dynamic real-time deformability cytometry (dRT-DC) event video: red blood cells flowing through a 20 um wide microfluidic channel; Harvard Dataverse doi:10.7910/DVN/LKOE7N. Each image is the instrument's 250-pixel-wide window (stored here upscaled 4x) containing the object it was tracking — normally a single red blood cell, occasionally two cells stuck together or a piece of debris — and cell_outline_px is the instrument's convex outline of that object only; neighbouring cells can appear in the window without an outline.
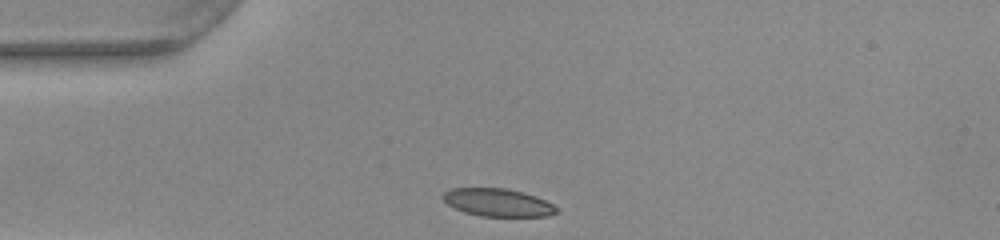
{"species": "common noctule bat (a hibernating species)", "species_latin": "Nyctalus noctula", "temperature_condition": "warm", "stored_images_in_passage": 28, "camera_frame_rate_fps": 3000, "um_per_image_px": 0.085, "animal": {"sex": "female", "body_mass_g": 22.0, "forearm_length_mm": 56.7}, "frame": {"image": 1, "passage_image": 1, "time_ms": 0.0, "image_size_px": [1000, 240], "cell_outline_px": [[560, 212], [548, 216], [480, 216], [464, 212], [448, 204], [444, 200], [444, 192], [452, 188], [508, 188], [536, 196], [560, 208]], "centroid_in_image_um": [42.37, 17.21], "position_along_channel_um": 42.6, "area_um2": 18.38}}
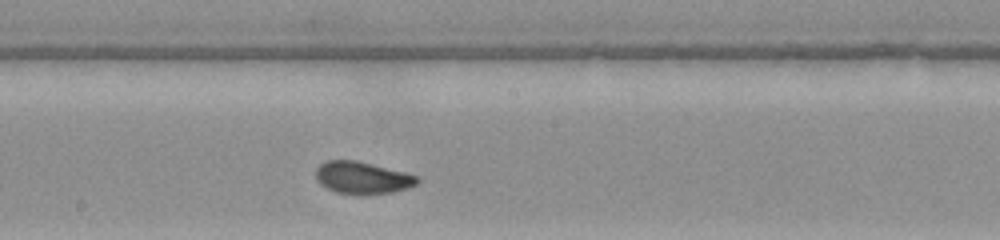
{"frame": {"image": 2, "passage_image": 16, "time_ms": 5.0, "image_size_px": [1000, 240], "cell_outline_px": [[420, 180], [416, 184], [408, 188], [392, 192], [364, 196], [360, 196], [336, 192], [320, 184], [316, 176], [316, 168], [320, 164], [328, 160], [356, 160], [404, 172], [416, 176]], "centroid_in_image_um": [30.79, 15.13], "position_along_channel_um": 217.4, "area_um2": 19.13}}
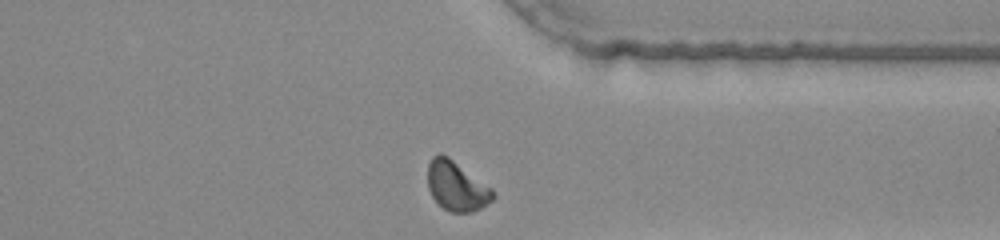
{"frame": {"image": 3, "passage_image": 28, "time_ms": 9.0, "image_size_px": [1000, 240], "cell_outline_px": [[496, 196], [492, 200], [480, 208], [472, 212], [452, 212], [444, 208], [432, 196], [428, 188], [428, 164], [432, 156], [440, 152], [448, 156], [492, 188]], "centroid_in_image_um": [38.8, 15.79], "position_along_channel_um": 372.6, "area_um2": 18.73}, "authors_computed_cell_mechanics": {"area_um2": 18.8139, "velocity_mm_per_s": 3.9529, "shape_relaxation_time_tau1_ms": 8.1467, "shape_relaxation_time_tau2_ms": 0.6929, "deformation_change_tau1": 0.205, "deformation_change_tau2": 0.0539}}